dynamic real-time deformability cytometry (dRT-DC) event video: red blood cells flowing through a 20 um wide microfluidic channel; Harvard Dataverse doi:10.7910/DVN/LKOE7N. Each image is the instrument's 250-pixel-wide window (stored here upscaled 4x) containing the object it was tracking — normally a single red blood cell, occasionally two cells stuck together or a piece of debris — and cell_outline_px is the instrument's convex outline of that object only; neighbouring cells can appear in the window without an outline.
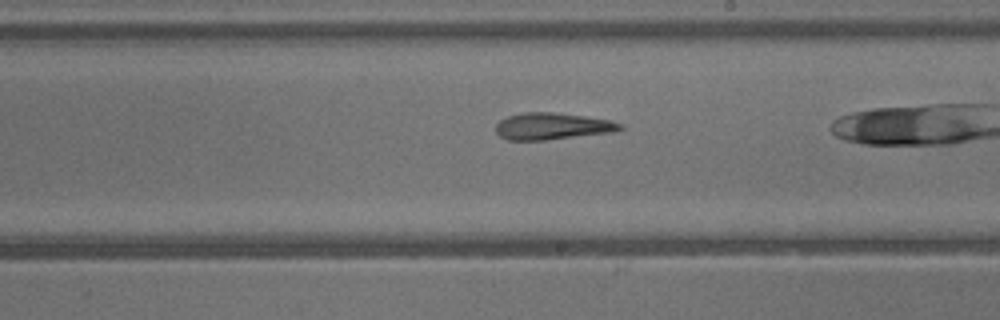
{"species": "common noctule bat (a hibernating species)", "species_latin": "Nyctalus noctula", "temperature_condition": "warm", "stored_images_in_passage": 28, "camera_frame_rate_fps": 3000, "um_per_image_px": 0.085, "animal": {"sex": "male", "body_mass_g": 13.3}, "frame": {"image": 1, "passage_image": 20, "time_ms": 6.333, "image_size_px": [1000, 320], "cell_outline_px": [[624, 128], [612, 132], [544, 140], [508, 140], [500, 136], [496, 132], [496, 124], [500, 120], [508, 116], [524, 112], [552, 112], [584, 116], [608, 120], [624, 124]], "centroid_in_image_um": [46.92, 10.73], "position_along_channel_um": 242.1, "area_um2": 19.25}}